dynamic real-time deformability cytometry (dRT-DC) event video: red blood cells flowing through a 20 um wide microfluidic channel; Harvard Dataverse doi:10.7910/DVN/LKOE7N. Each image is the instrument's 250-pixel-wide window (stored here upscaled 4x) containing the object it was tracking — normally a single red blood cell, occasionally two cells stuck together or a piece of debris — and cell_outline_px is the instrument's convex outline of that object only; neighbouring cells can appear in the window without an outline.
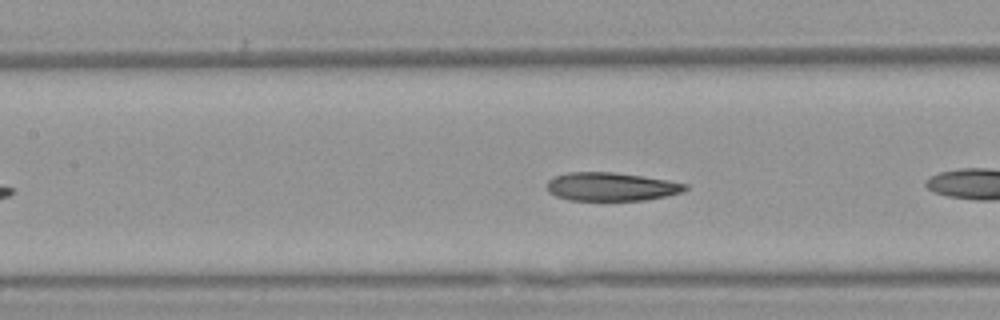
{"species": "Egyptian fruit bat (a non-hibernating species)", "species_latin": "Rousettus aegyptiacus", "temperature_condition": "warm", "stored_images_in_passage": 11, "camera_frame_rate_fps": 3000, "um_per_image_px": 0.085, "animal": {"sex": "female"}, "frame": {"image": 1, "passage_image": 8, "time_ms": 2.333, "image_size_px": [1000, 320], "cell_outline_px": [[688, 188], [680, 192], [664, 196], [644, 200], [568, 200], [556, 196], [548, 192], [548, 180], [556, 176], [568, 172], [612, 172], [668, 180], [688, 184]], "centroid_in_image_um": [51.93, 15.87], "position_along_channel_um": 155.5, "area_um2": 22.66}}